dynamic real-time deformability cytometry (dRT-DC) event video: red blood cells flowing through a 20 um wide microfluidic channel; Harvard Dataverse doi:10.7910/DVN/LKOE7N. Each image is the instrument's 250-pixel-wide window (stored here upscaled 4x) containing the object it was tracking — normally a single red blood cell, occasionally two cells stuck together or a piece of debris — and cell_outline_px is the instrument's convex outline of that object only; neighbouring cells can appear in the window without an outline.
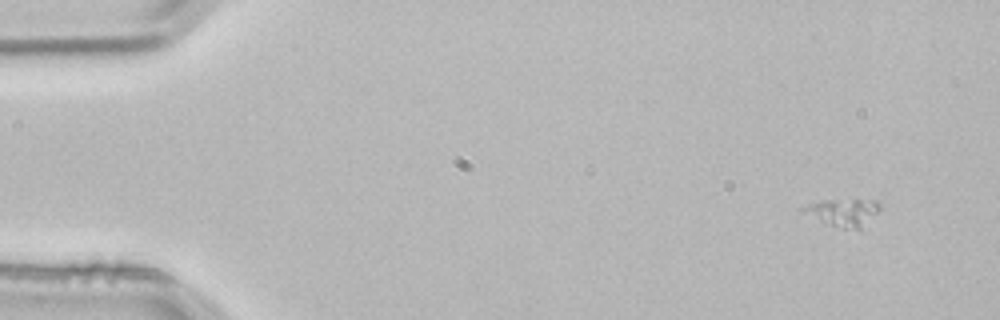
{"species": "common noctule bat (a hibernating species)", "species_latin": "Nyctalus noctula", "temperature_condition": "room temperature", "stored_images_in_passage": 4, "segment_of_instrument_passage": [1, 2], "camera_frame_rate_fps": 3000, "um_per_image_px": 0.085, "animal": {"sex": "male", "body_mass_g": 21.5, "forearm_length_mm": 52.0}, "frame": {"image": 1, "passage_image": 1, "time_ms": 0.0, "image_size_px": [1000, 320], "cell_outline_px": [[880, 208], [860, 228], [844, 228], [820, 220], [800, 212], [796, 208], [820, 200], [880, 200]], "centroid_in_image_um": [71.59, 18.0], "position_along_channel_um": 13.4, "area_um2": 11.91}}
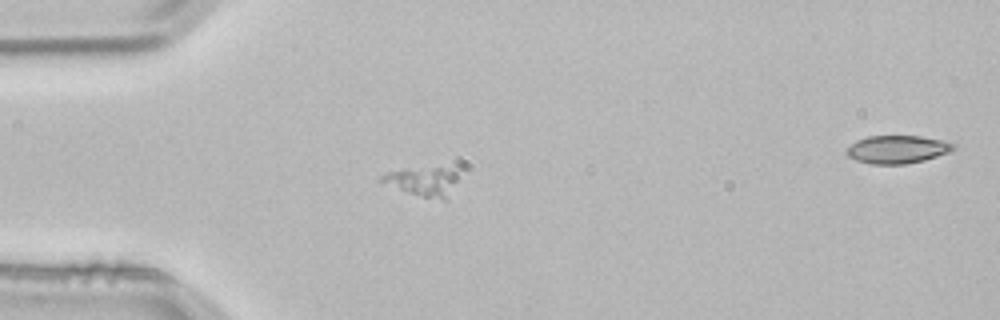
{"frame": {"image": 2, "passage_image": 3, "time_ms": 0.667, "image_size_px": [1000, 320], "cell_outline_px": [[456, 180], [448, 200], [444, 200], [424, 196], [400, 188], [380, 180], [380, 176], [388, 172], [436, 168], [452, 168], [456, 172]], "centroid_in_image_um": [36.05, 15.44], "position_along_channel_um": 48.9, "area_um2": 11.91}}